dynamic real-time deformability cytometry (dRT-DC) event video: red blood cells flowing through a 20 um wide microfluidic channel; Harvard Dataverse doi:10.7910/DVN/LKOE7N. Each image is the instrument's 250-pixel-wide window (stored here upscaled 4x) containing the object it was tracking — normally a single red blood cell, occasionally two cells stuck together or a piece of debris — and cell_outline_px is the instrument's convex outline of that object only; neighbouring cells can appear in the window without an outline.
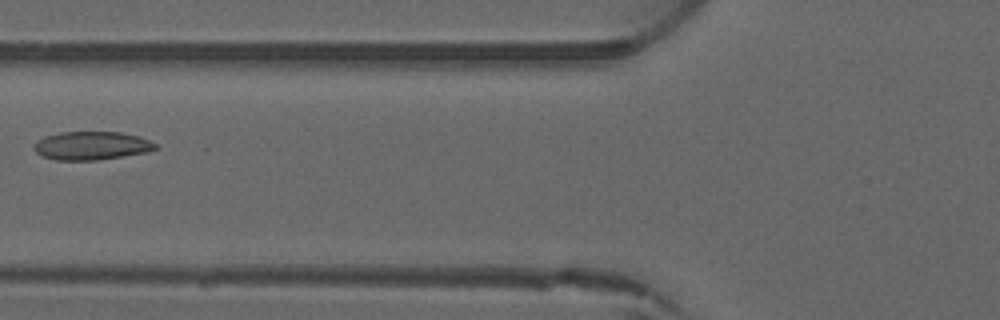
{"species": "common noctule bat (a hibernating species)", "species_latin": "Nyctalus noctula", "temperature_condition": "warm", "stored_images_in_passage": 4, "camera_frame_rate_fps": 3000, "um_per_image_px": 0.085, "animal": {"sex": "male", "forearm_length_mm": 52.5}, "frame": {"image": 1, "passage_image": 4, "time_ms": 3.667, "image_size_px": [1000, 320], "cell_outline_px": [[160, 148], [148, 152], [124, 156], [96, 160], [56, 160], [40, 156], [32, 148], [36, 140], [44, 136], [60, 132], [120, 132], [140, 136], [156, 144]], "centroid_in_image_um": [7.76, 12.38], "position_along_channel_um": 118.0, "area_um2": 20.35}}